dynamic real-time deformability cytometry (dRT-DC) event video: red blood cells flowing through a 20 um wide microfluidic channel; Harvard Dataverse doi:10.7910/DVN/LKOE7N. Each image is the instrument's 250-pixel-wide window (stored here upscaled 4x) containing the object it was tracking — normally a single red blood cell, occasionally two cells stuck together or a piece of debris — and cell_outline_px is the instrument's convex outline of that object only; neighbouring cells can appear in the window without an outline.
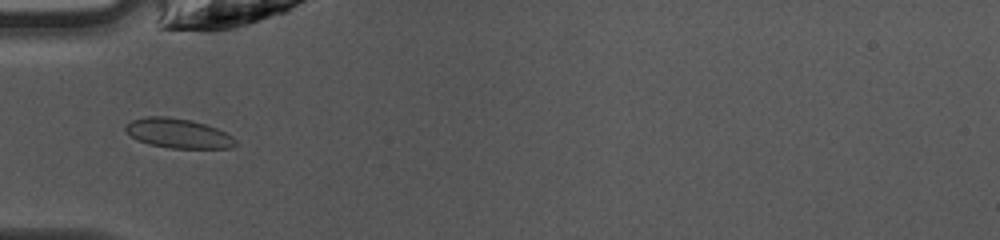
{"species": "common noctule bat (a hibernating species)", "species_latin": "Nyctalus noctula", "temperature_condition": "warm", "stored_images_in_passage": 27, "camera_frame_rate_fps": 3000, "um_per_image_px": 0.085, "animal": {"sex": "female", "body_mass_g": 10.0, "forearm_length_mm": 53.1}, "frame": {"image": 1, "passage_image": 1, "time_ms": 0.0, "image_size_px": [1000, 240], "cell_outline_px": [[236, 144], [232, 148], [168, 148], [148, 144], [136, 140], [124, 128], [124, 124], [132, 120], [144, 116], [168, 116], [192, 120], [216, 128], [232, 136], [236, 140]], "centroid_in_image_um": [15.11, 11.33], "position_along_channel_um": 69.9, "area_um2": 19.07}}
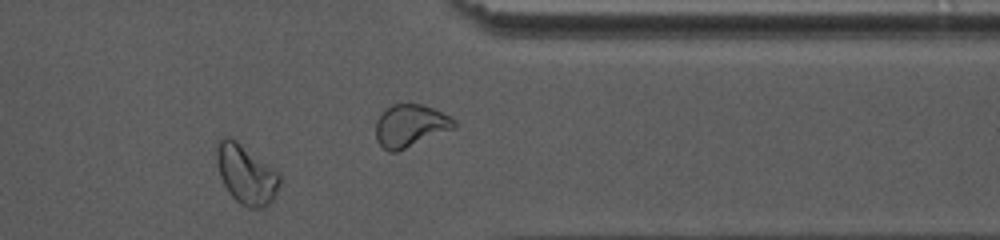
{"frame": {"image": 2, "passage_image": 23, "time_ms": 7.333, "image_size_px": [1000, 240], "cell_outline_px": [[280, 184], [272, 200], [264, 208], [248, 208], [240, 204], [228, 192], [220, 176], [216, 160], [216, 148], [220, 140], [224, 136], [228, 136], [236, 140], [276, 172], [280, 176]], "centroid_in_image_um": [20.89, 14.84], "position_along_channel_um": 390.5, "area_um2": 21.33}, "authors_computed_cell_mechanics": {"area_um2": 18.9006, "velocity_mm_per_s": 4.1731, "shape_relaxation_time_tau1_ms": 3.1492, "shape_relaxation_time_tau2_ms": 1.0053, "deformation_change_tau1": 0.1047, "deformation_change_tau2": 0.0559}}